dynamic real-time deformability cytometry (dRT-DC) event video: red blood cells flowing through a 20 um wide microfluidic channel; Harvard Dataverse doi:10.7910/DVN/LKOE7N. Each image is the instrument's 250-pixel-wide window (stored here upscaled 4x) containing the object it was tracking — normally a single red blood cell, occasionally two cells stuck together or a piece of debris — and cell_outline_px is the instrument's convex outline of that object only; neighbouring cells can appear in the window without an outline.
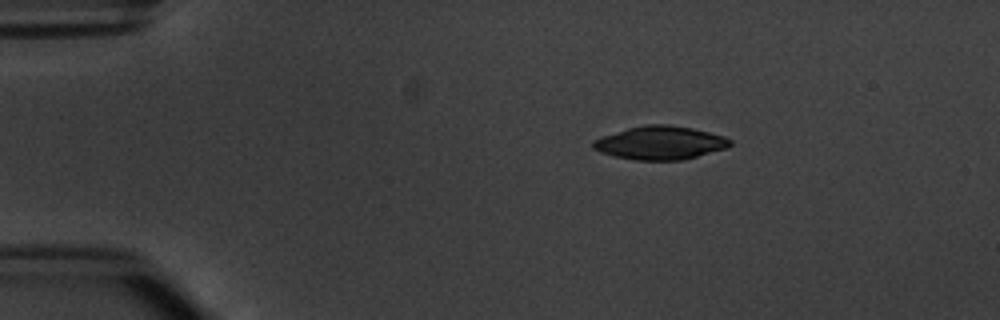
{"species": "common noctule bat (a hibernating species)", "species_latin": "Nyctalus noctula", "temperature_condition": "warm", "stored_images_in_passage": 7, "camera_frame_rate_fps": 3000, "um_per_image_px": 0.085, "animal": {"sex": "male", "body_mass_g": 20.1, "forearm_length_mm": 53.5}, "frame": {"image": 1, "passage_image": 3, "time_ms": 2.333, "image_size_px": [1000, 320], "cell_outline_px": [[732, 144], [728, 148], [680, 160], [636, 160], [616, 156], [600, 152], [592, 148], [592, 140], [600, 136], [628, 128], [644, 124], [668, 124], [692, 128], [724, 136], [732, 140]], "centroid_in_image_um": [56.1, 12.13], "position_along_channel_um": 28.9, "area_um2": 26.7}}